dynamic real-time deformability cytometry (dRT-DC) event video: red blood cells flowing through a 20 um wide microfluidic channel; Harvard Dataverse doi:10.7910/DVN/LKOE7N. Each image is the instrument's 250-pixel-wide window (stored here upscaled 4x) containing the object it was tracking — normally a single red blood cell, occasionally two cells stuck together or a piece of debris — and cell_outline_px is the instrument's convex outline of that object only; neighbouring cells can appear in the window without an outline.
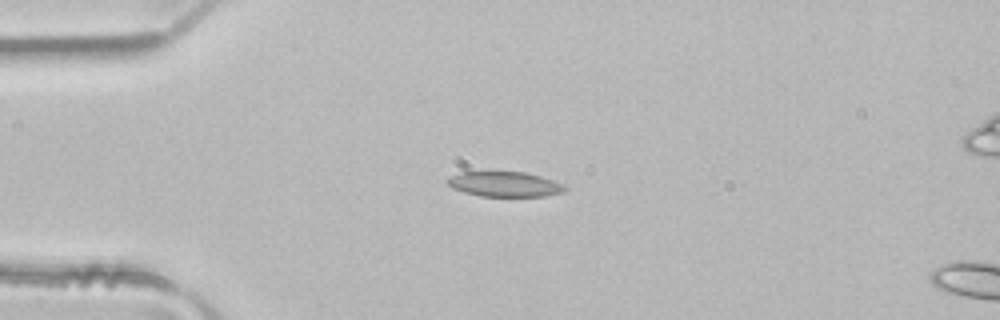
{"species": "common noctule bat (a hibernating species)", "species_latin": "Nyctalus noctula", "temperature_condition": "room temperature", "stored_images_in_passage": 3, "camera_frame_rate_fps": 3000, "um_per_image_px": 0.085, "animal": {"sex": "male", "body_mass_g": 21.5, "forearm_length_mm": 52.0}, "frame": {"image": 1, "passage_image": 2, "time_ms": 0.333, "image_size_px": [1000, 320], "cell_outline_px": [[568, 188], [564, 192], [544, 196], [480, 196], [464, 192], [452, 188], [444, 180], [448, 176], [460, 172], [524, 172], [540, 176], [564, 184]], "centroid_in_image_um": [42.87, 15.65], "position_along_channel_um": 42.1, "area_um2": 17.22}}